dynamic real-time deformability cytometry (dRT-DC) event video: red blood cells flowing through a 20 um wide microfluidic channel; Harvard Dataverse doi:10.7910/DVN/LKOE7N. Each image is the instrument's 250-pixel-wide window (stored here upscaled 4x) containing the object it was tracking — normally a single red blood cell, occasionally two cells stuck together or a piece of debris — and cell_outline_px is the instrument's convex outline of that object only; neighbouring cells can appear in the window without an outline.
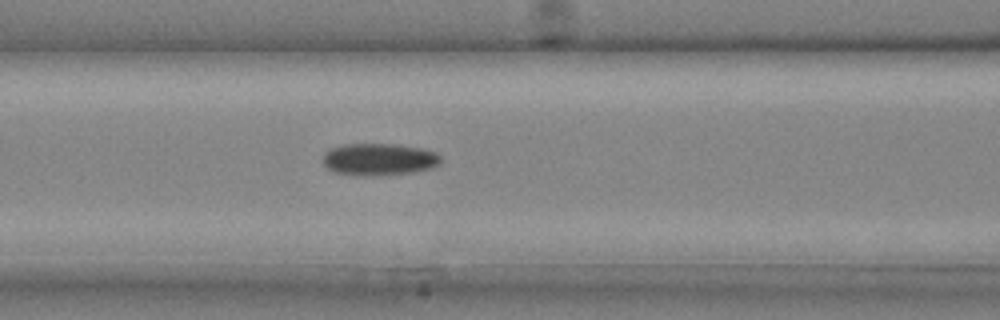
{"species": "common noctule bat (a hibernating species)", "species_latin": "Nyctalus noctula", "temperature_condition": "cold", "stored_images_in_passage": 28, "camera_frame_rate_fps": 3000, "um_per_image_px": 0.085, "animal": {"sex": "male", "body_mass_g": 20.4}, "frame": {"image": 1, "passage_image": 9, "time_ms": 2.667, "image_size_px": [1000, 320], "cell_outline_px": [[440, 164], [428, 168], [408, 172], [336, 172], [328, 168], [324, 164], [324, 152], [332, 148], [344, 144], [396, 144], [424, 148], [436, 152], [440, 156]], "centroid_in_image_um": [32.26, 13.46], "position_along_channel_um": 134.3, "area_um2": 20.63}}
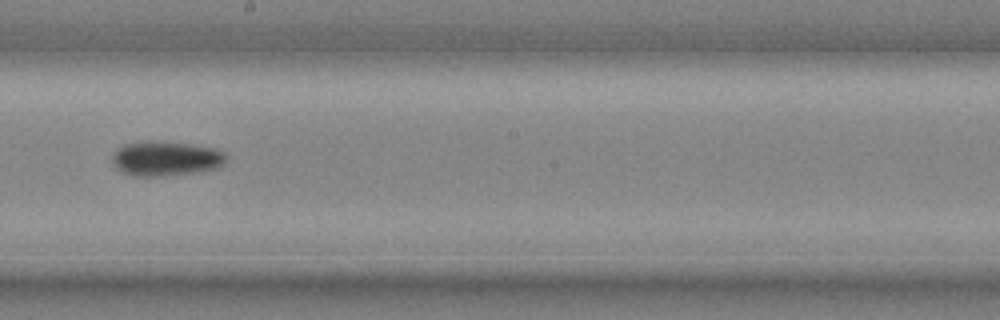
{"frame": {"image": 2, "passage_image": 14, "time_ms": 4.333, "image_size_px": [1000, 320], "cell_outline_px": [[224, 164], [216, 168], [196, 172], [160, 176], [132, 176], [116, 168], [112, 164], [112, 156], [124, 144], [144, 140], [160, 140], [192, 144], [216, 148], [224, 152]], "centroid_in_image_um": [14.08, 13.45], "position_along_channel_um": 234.1, "area_um2": 23.18}}
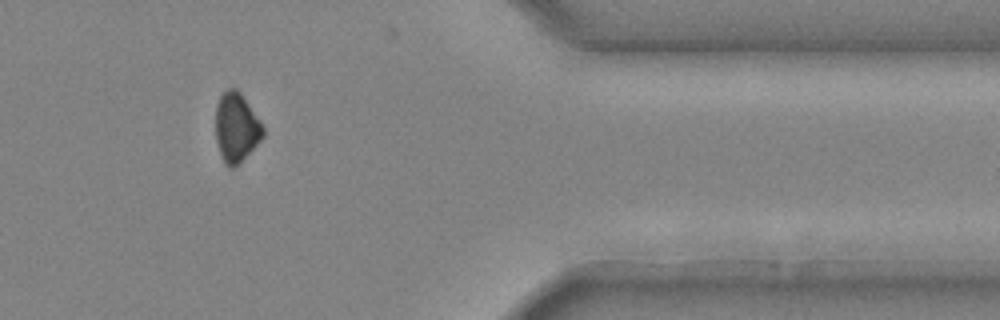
{"frame": {"image": 3, "passage_image": 23, "time_ms": 7.333, "image_size_px": [1000, 320], "cell_outline_px": [[264, 136], [232, 168], [228, 168], [224, 164], [216, 140], [216, 104], [220, 96], [228, 88], [236, 88], [240, 92], [260, 120], [264, 128]], "centroid_in_image_um": [20.07, 10.8], "position_along_channel_um": 391.3, "area_um2": 18.79}}